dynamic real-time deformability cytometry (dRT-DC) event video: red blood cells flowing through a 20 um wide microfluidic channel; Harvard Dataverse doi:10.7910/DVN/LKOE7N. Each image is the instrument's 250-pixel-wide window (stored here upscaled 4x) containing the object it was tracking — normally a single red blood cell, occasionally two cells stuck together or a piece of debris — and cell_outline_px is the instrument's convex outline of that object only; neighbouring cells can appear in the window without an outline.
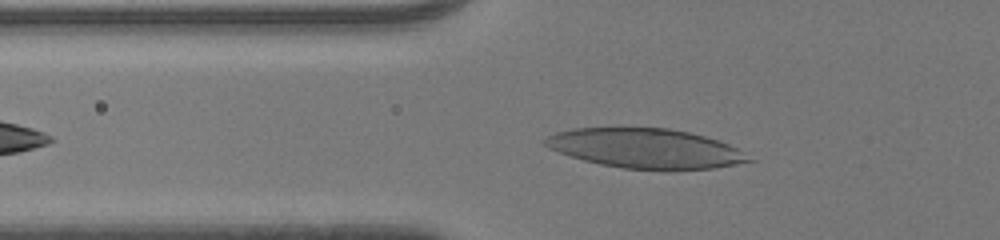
{"species": "human", "species_latin": "Homo sapiens", "temperature_condition": "room temperature", "stored_images_in_passage": 33, "camera_frame_rate_fps": 3000, "um_per_image_px": 0.085, "donor": {"sex": "male"}, "frame": {"image": 1, "passage_image": 7, "time_ms": 2.0, "image_size_px": [1000, 240], "cell_outline_px": [[756, 160], [736, 164], [712, 168], [668, 172], [624, 168], [600, 164], [584, 160], [548, 148], [544, 144], [544, 140], [548, 136], [556, 132], [572, 128], [668, 128], [688, 132], [704, 136], [728, 144], [736, 148]], "centroid_in_image_um": [54.89, 12.64], "position_along_channel_um": 70.9, "area_um2": 47.28}}
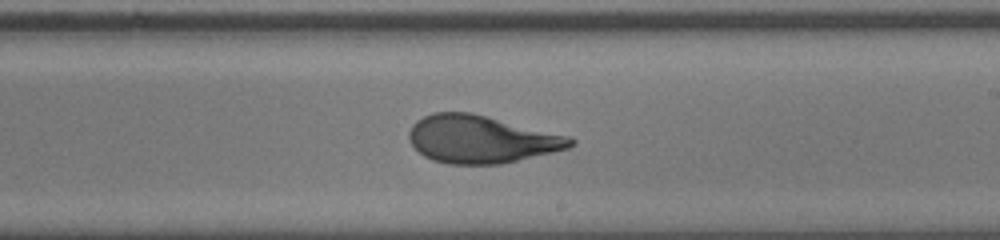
{"frame": {"image": 2, "passage_image": 20, "time_ms": 6.333, "image_size_px": [1000, 240], "cell_outline_px": [[576, 140], [568, 148], [500, 164], [448, 164], [432, 160], [424, 156], [412, 144], [408, 136], [408, 132], [412, 124], [416, 120], [432, 112], [472, 112], [572, 136]], "centroid_in_image_um": [40.89, 11.82], "position_along_channel_um": 248.1, "area_um2": 44.91}}
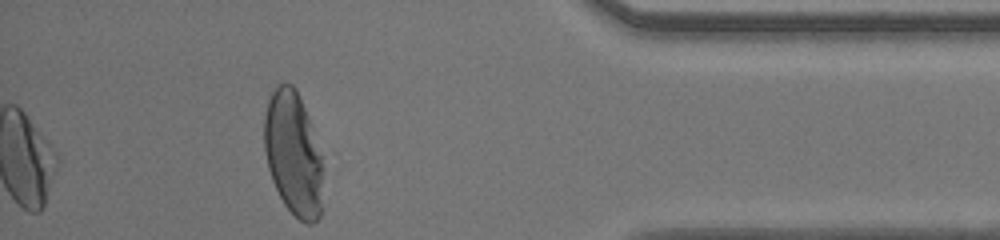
{"frame": {"image": 3, "passage_image": 33, "time_ms": 10.667, "image_size_px": [1000, 240], "cell_outline_px": [[324, 208], [320, 216], [312, 224], [308, 224], [300, 220], [284, 204], [272, 180], [268, 168], [264, 148], [264, 116], [268, 100], [272, 92], [280, 84], [292, 84], [296, 88], [304, 108], [320, 156]], "centroid_in_image_um": [24.92, 13.12], "position_along_channel_um": 410.3, "area_um2": 41.96}, "authors_computed_cell_mechanics": {"area_um2": 44.8528, "velocity_mm_per_s": 4.2984, "shape_relaxation_time_tau1_ms": 6.0042, "shape_relaxation_time_tau2_ms": 0.7627, "deformation_change_tau1": 0.2724, "deformation_change_tau2": 0.0692}}